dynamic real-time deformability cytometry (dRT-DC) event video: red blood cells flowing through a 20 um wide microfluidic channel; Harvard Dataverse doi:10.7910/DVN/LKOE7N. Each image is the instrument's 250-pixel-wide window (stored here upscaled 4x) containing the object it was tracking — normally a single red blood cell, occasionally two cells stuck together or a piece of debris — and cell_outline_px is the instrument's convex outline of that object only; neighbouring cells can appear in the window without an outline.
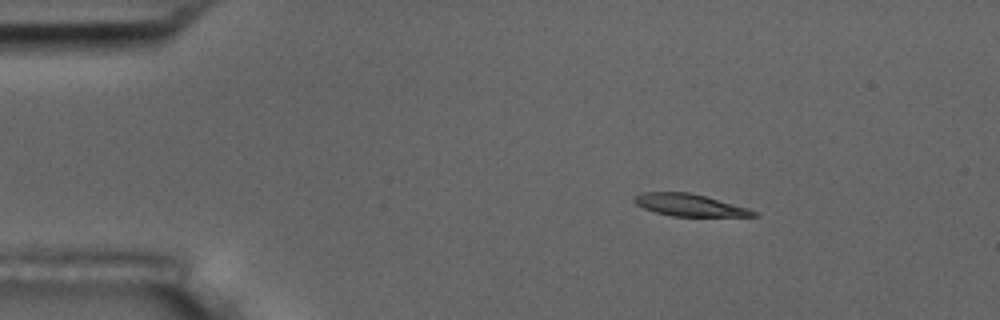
{"species": "common noctule bat (a hibernating species)", "species_latin": "Nyctalus noctula", "temperature_condition": "room temperature", "stored_images_in_passage": 4, "camera_frame_rate_fps": 3000, "um_per_image_px": 0.085, "animal": {"sex": "male", "body_mass_g": 17.5, "forearm_length_mm": 52.3}, "frame": {"image": 1, "passage_image": 2, "time_ms": 1.0, "image_size_px": [1000, 320], "cell_outline_px": [[760, 216], [672, 216], [656, 212], [644, 208], [636, 204], [632, 200], [636, 196], [644, 192], [688, 192], [704, 196], [748, 208], [756, 212]], "centroid_in_image_um": [58.59, 17.43], "position_along_channel_um": 26.4, "area_um2": 15.09}}